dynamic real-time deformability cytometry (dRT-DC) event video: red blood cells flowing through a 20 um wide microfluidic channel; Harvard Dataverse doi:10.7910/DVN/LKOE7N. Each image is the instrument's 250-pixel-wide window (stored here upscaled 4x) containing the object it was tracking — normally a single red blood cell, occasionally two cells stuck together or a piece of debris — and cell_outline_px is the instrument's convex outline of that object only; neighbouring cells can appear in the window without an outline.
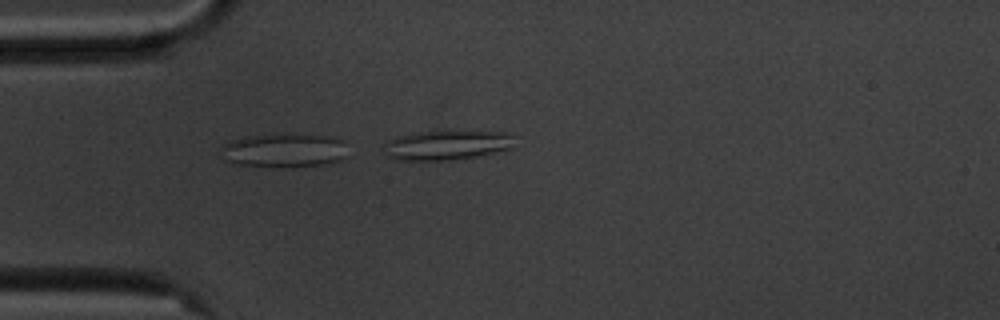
{"species": "common noctule bat (a hibernating species)", "species_latin": "Nyctalus noctula", "temperature_condition": "cold", "stored_images_in_passage": 14, "camera_frame_rate_fps": 3000, "um_per_image_px": 0.085, "animal": {"sex": "male", "body_mass_g": 20.1, "forearm_length_mm": 53.5}, "frame": {"image": 1, "passage_image": 14, "time_ms": 4.333, "image_size_px": [1000, 320], "cell_outline_px": [[512, 148], [476, 156], [448, 160], [396, 160], [384, 156], [384, 144], [388, 140], [396, 136], [412, 132], [508, 132], [512, 136]], "centroid_in_image_um": [37.87, 12.34], "position_along_channel_um": 47.1, "area_um2": 22.31}}